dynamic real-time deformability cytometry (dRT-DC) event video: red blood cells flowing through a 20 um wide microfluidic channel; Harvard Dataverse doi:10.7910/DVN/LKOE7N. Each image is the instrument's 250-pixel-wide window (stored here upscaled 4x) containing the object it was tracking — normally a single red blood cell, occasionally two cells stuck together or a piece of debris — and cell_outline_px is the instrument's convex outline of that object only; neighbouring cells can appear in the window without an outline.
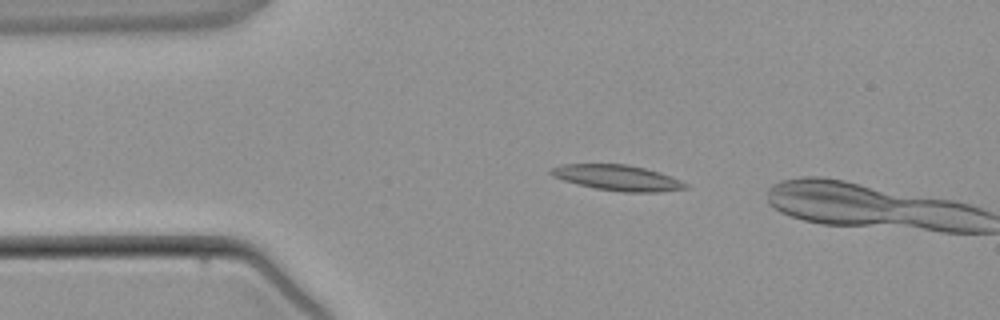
{"species": "common noctule bat (a hibernating species)", "species_latin": "Nyctalus noctula", "temperature_condition": "warm", "stored_images_in_passage": 2, "camera_frame_rate_fps": 3000, "um_per_image_px": 0.085, "animal": {"sex": "male", "body_mass_g": 21.5, "forearm_length_mm": 52.0}, "frame": {"image": 1, "passage_image": 1, "time_ms": 0.0, "image_size_px": [1000, 320], "cell_outline_px": [[688, 188], [656, 192], [624, 192], [596, 188], [576, 184], [552, 176], [548, 172], [552, 168], [560, 164], [628, 164], [660, 172], [680, 180], [688, 184]], "centroid_in_image_um": [52.47, 15.1], "position_along_channel_um": 32.5, "area_um2": 20.0}}